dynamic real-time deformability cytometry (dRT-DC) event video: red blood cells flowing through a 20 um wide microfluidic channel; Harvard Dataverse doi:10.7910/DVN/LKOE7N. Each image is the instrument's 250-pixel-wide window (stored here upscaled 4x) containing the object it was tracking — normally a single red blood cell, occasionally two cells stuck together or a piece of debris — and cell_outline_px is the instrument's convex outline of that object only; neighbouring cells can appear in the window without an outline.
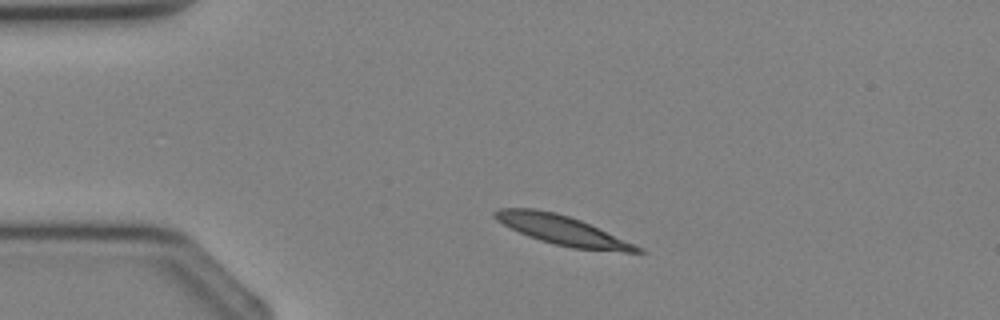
{"species": "Egyptian fruit bat (a non-hibernating species)", "species_latin": "Rousettus aegyptiacus", "temperature_condition": "cold", "stored_images_in_passage": 2, "camera_frame_rate_fps": 3000, "um_per_image_px": 0.085, "animal": {"sex": "female"}, "frame": {"image": 1, "passage_image": 1, "time_ms": 0.0, "image_size_px": [1000, 320], "cell_outline_px": [[644, 252], [624, 252], [572, 248], [540, 240], [528, 236], [496, 220], [492, 216], [492, 212], [500, 208], [536, 208], [556, 212], [580, 220], [644, 248]], "centroid_in_image_um": [47.78, 19.56], "position_along_channel_um": 37.2, "area_um2": 24.16}}